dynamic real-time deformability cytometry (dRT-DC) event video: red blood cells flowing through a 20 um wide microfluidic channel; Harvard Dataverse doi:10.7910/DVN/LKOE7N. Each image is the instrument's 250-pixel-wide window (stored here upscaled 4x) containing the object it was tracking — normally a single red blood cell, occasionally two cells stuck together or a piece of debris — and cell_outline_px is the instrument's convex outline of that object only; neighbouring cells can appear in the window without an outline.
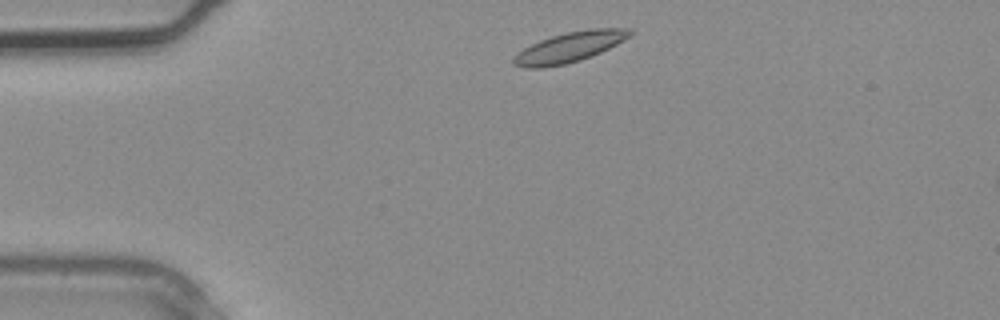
{"species": "common noctule bat (a hibernating species)", "species_latin": "Nyctalus noctula", "temperature_condition": "warm", "stored_images_in_passage": 2, "camera_frame_rate_fps": 3000, "um_per_image_px": 0.085, "animal": {"sex": "male", "body_mass_g": 20.4}, "frame": {"image": 1, "passage_image": 1, "time_ms": 0.0, "image_size_px": [1000, 320], "cell_outline_px": [[632, 32], [624, 40], [592, 56], [580, 60], [564, 64], [540, 68], [524, 68], [512, 64], [512, 56], [524, 48], [540, 40], [552, 36], [568, 32], [592, 28], [632, 28]], "centroid_in_image_um": [48.37, 4.01], "position_along_channel_um": 36.6, "area_um2": 20.29}}